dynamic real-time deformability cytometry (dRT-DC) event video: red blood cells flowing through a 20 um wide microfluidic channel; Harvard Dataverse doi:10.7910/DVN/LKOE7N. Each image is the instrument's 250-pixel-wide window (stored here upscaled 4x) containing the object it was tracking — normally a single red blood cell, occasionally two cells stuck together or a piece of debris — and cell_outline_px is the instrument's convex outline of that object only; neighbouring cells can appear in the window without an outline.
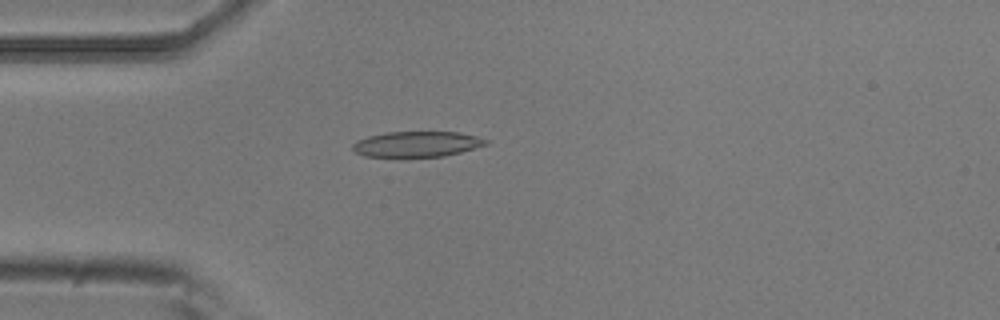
{"species": "common noctule bat (a hibernating species)", "species_latin": "Nyctalus noctula", "temperature_condition": "room temperature", "stored_images_in_passage": 2, "camera_frame_rate_fps": 3000, "um_per_image_px": 0.085, "animal": {"sex": "male", "body_mass_g": 20.5, "forearm_length_mm": 52.5}, "frame": {"image": 1, "passage_image": 1, "time_ms": 0.0, "image_size_px": [1000, 320], "cell_outline_px": [[488, 144], [460, 152], [444, 156], [364, 156], [356, 152], [352, 148], [352, 144], [356, 140], [368, 136], [384, 132], [460, 132], [476, 136], [488, 140]], "centroid_in_image_um": [35.42, 12.23], "position_along_channel_um": 49.6, "area_um2": 19.65}}